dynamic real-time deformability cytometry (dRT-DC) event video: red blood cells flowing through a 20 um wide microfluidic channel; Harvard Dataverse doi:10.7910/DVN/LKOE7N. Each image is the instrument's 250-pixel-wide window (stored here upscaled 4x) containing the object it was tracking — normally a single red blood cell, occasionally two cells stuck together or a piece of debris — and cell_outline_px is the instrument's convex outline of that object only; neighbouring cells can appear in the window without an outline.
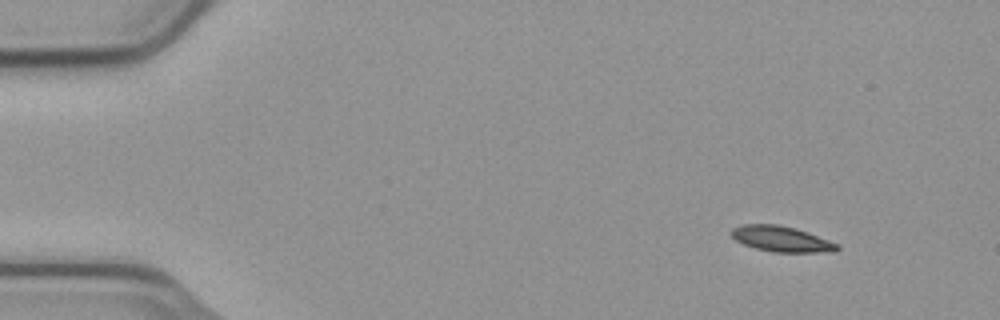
{"species": "common noctule bat (a hibernating species)", "species_latin": "Nyctalus noctula", "temperature_condition": "cold", "stored_images_in_passage": 3, "camera_frame_rate_fps": 3000, "um_per_image_px": 0.085, "animal": {"sex": "male", "body_mass_g": 23.1, "forearm_length_mm": 52.7}, "frame": {"image": 1, "passage_image": 1, "time_ms": 0.0, "image_size_px": [1000, 320], "cell_outline_px": [[840, 248], [836, 252], [772, 252], [756, 248], [744, 244], [736, 240], [728, 232], [732, 228], [740, 224], [776, 224], [796, 228], [808, 232], [840, 244]], "centroid_in_image_um": [66.43, 20.3], "position_along_channel_um": 18.6, "area_um2": 16.01}}
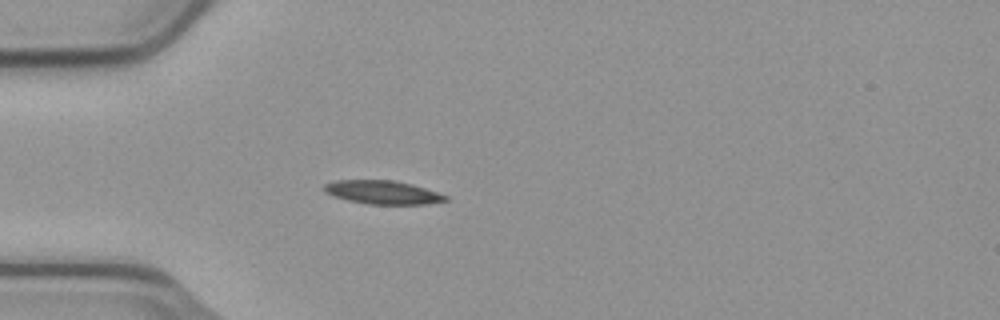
{"frame": {"image": 2, "passage_image": 3, "time_ms": 0.667, "image_size_px": [1000, 320], "cell_outline_px": [[448, 200], [428, 204], [368, 204], [348, 200], [324, 192], [324, 184], [336, 180], [396, 180], [412, 184], [448, 196]], "centroid_in_image_um": [32.54, 16.34], "position_along_channel_um": 52.5, "area_um2": 16.53}}